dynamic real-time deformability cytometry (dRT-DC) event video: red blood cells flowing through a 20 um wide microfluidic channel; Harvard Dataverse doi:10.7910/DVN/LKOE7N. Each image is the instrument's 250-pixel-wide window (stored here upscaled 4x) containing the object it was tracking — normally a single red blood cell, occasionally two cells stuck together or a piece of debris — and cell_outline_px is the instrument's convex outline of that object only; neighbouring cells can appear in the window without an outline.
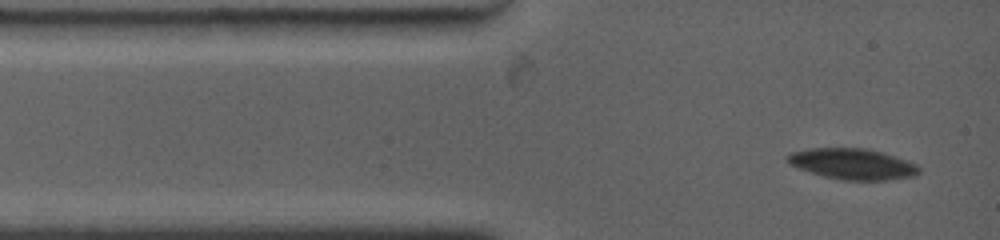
{"species": "common noctule bat (a hibernating species)", "species_latin": "Nyctalus noctula", "temperature_condition": "warm", "stored_images_in_passage": 23, "camera_frame_rate_fps": 4500, "um_per_image_px": 0.085, "animal": {"sex": "female", "body_mass_g": 19.0, "forearm_length_mm": 53.3}, "frame": {"image": 1, "passage_image": 1, "time_ms": 0.0, "image_size_px": [1000, 240], "cell_outline_px": [[920, 172], [916, 176], [884, 180], [844, 180], [824, 176], [788, 164], [784, 160], [792, 152], [812, 148], [864, 148], [880, 152], [916, 164], [920, 168]], "centroid_in_image_um": [72.46, 13.94], "position_along_channel_um": 12.5, "area_um2": 23.29}}
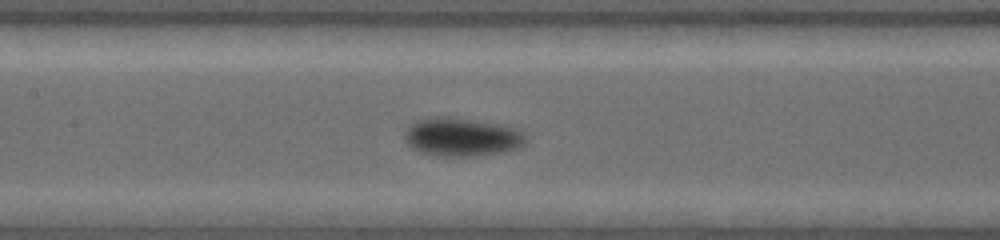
{"frame": {"image": 2, "passage_image": 10, "time_ms": 5.111, "image_size_px": [1000, 240], "cell_outline_px": [[528, 140], [520, 148], [500, 152], [476, 156], [436, 156], [420, 152], [412, 148], [408, 144], [404, 136], [408, 128], [412, 124], [420, 120], [468, 120], [516, 128], [524, 132]], "centroid_in_image_um": [39.32, 11.72], "position_along_channel_um": 168.1, "area_um2": 25.95}}
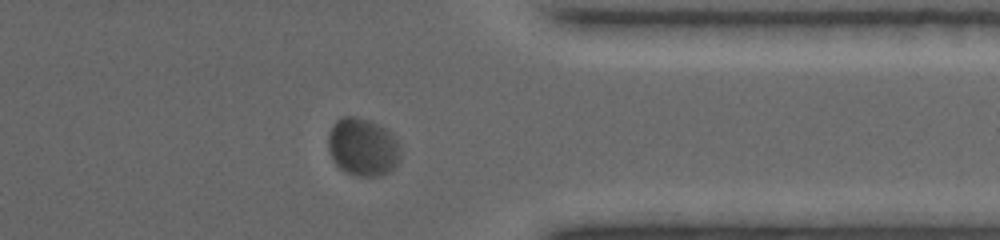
{"frame": {"image": 3, "passage_image": 20, "time_ms": 11.111, "image_size_px": [1000, 240], "cell_outline_px": [[400, 160], [396, 168], [392, 172], [376, 176], [356, 176], [344, 172], [332, 160], [328, 152], [328, 132], [332, 124], [336, 120], [348, 116], [352, 116], [376, 124], [384, 128], [396, 140], [400, 148]], "centroid_in_image_um": [30.81, 12.55], "position_along_channel_um": 380.6, "area_um2": 24.51}, "authors_computed_cell_mechanics": {"area_um2": 24.5072, "velocity_mm_per_s": 3.6639, "shape_relaxation_time_tau1_ms": 2.9173, "shape_relaxation_time_tau2_ms": null, "deformation_change_tau1": 0.1059, "deformation_change_tau2": null}}